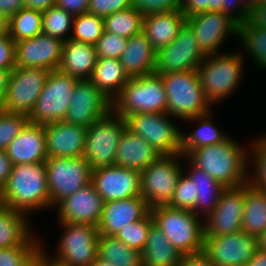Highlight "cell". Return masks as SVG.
<instances>
[{"mask_svg": "<svg viewBox=\"0 0 266 266\" xmlns=\"http://www.w3.org/2000/svg\"><path fill=\"white\" fill-rule=\"evenodd\" d=\"M98 257L115 266H142V252L130 248L115 236L99 235Z\"/></svg>", "mask_w": 266, "mask_h": 266, "instance_id": "35", "label": "cell"}, {"mask_svg": "<svg viewBox=\"0 0 266 266\" xmlns=\"http://www.w3.org/2000/svg\"><path fill=\"white\" fill-rule=\"evenodd\" d=\"M103 199L92 182L78 189L57 206L60 223H79L98 226L102 216Z\"/></svg>", "mask_w": 266, "mask_h": 266, "instance_id": "21", "label": "cell"}, {"mask_svg": "<svg viewBox=\"0 0 266 266\" xmlns=\"http://www.w3.org/2000/svg\"><path fill=\"white\" fill-rule=\"evenodd\" d=\"M57 0H24L26 8L44 11L56 5Z\"/></svg>", "mask_w": 266, "mask_h": 266, "instance_id": "58", "label": "cell"}, {"mask_svg": "<svg viewBox=\"0 0 266 266\" xmlns=\"http://www.w3.org/2000/svg\"><path fill=\"white\" fill-rule=\"evenodd\" d=\"M222 0H183L180 11L190 17L206 11H220Z\"/></svg>", "mask_w": 266, "mask_h": 266, "instance_id": "49", "label": "cell"}, {"mask_svg": "<svg viewBox=\"0 0 266 266\" xmlns=\"http://www.w3.org/2000/svg\"><path fill=\"white\" fill-rule=\"evenodd\" d=\"M150 210L148 203L141 196L104 202L101 220L97 226L98 233L116 236L122 227L146 217Z\"/></svg>", "mask_w": 266, "mask_h": 266, "instance_id": "22", "label": "cell"}, {"mask_svg": "<svg viewBox=\"0 0 266 266\" xmlns=\"http://www.w3.org/2000/svg\"><path fill=\"white\" fill-rule=\"evenodd\" d=\"M239 26L241 28L266 29V4H258L247 14L246 21Z\"/></svg>", "mask_w": 266, "mask_h": 266, "instance_id": "51", "label": "cell"}, {"mask_svg": "<svg viewBox=\"0 0 266 266\" xmlns=\"http://www.w3.org/2000/svg\"><path fill=\"white\" fill-rule=\"evenodd\" d=\"M125 128V119L112 110L87 127L83 157L92 171L115 166L117 147Z\"/></svg>", "mask_w": 266, "mask_h": 266, "instance_id": "7", "label": "cell"}, {"mask_svg": "<svg viewBox=\"0 0 266 266\" xmlns=\"http://www.w3.org/2000/svg\"><path fill=\"white\" fill-rule=\"evenodd\" d=\"M186 23L195 32L201 52L207 56L219 54L226 36H237L238 24L221 11H206L186 17Z\"/></svg>", "mask_w": 266, "mask_h": 266, "instance_id": "18", "label": "cell"}, {"mask_svg": "<svg viewBox=\"0 0 266 266\" xmlns=\"http://www.w3.org/2000/svg\"><path fill=\"white\" fill-rule=\"evenodd\" d=\"M8 34V17L0 12V36Z\"/></svg>", "mask_w": 266, "mask_h": 266, "instance_id": "62", "label": "cell"}, {"mask_svg": "<svg viewBox=\"0 0 266 266\" xmlns=\"http://www.w3.org/2000/svg\"><path fill=\"white\" fill-rule=\"evenodd\" d=\"M44 163L50 207L57 206L65 198L91 182L92 169L84 157H51Z\"/></svg>", "mask_w": 266, "mask_h": 266, "instance_id": "11", "label": "cell"}, {"mask_svg": "<svg viewBox=\"0 0 266 266\" xmlns=\"http://www.w3.org/2000/svg\"><path fill=\"white\" fill-rule=\"evenodd\" d=\"M16 43L10 36H0V69L13 70L15 68Z\"/></svg>", "mask_w": 266, "mask_h": 266, "instance_id": "50", "label": "cell"}, {"mask_svg": "<svg viewBox=\"0 0 266 266\" xmlns=\"http://www.w3.org/2000/svg\"><path fill=\"white\" fill-rule=\"evenodd\" d=\"M48 158L84 156L87 128L64 121L44 125Z\"/></svg>", "mask_w": 266, "mask_h": 266, "instance_id": "23", "label": "cell"}, {"mask_svg": "<svg viewBox=\"0 0 266 266\" xmlns=\"http://www.w3.org/2000/svg\"><path fill=\"white\" fill-rule=\"evenodd\" d=\"M34 266H60L52 262L43 252L37 257Z\"/></svg>", "mask_w": 266, "mask_h": 266, "instance_id": "60", "label": "cell"}, {"mask_svg": "<svg viewBox=\"0 0 266 266\" xmlns=\"http://www.w3.org/2000/svg\"><path fill=\"white\" fill-rule=\"evenodd\" d=\"M5 151L13 165L45 162L48 156L44 125L28 122Z\"/></svg>", "mask_w": 266, "mask_h": 266, "instance_id": "24", "label": "cell"}, {"mask_svg": "<svg viewBox=\"0 0 266 266\" xmlns=\"http://www.w3.org/2000/svg\"><path fill=\"white\" fill-rule=\"evenodd\" d=\"M90 266H115V264H113L110 261H106V260H102L99 257H97L91 264Z\"/></svg>", "mask_w": 266, "mask_h": 266, "instance_id": "65", "label": "cell"}, {"mask_svg": "<svg viewBox=\"0 0 266 266\" xmlns=\"http://www.w3.org/2000/svg\"><path fill=\"white\" fill-rule=\"evenodd\" d=\"M205 55L198 46L195 32L185 23L177 37L156 52L155 74L197 70Z\"/></svg>", "mask_w": 266, "mask_h": 266, "instance_id": "14", "label": "cell"}, {"mask_svg": "<svg viewBox=\"0 0 266 266\" xmlns=\"http://www.w3.org/2000/svg\"><path fill=\"white\" fill-rule=\"evenodd\" d=\"M249 183L266 195V181H249Z\"/></svg>", "mask_w": 266, "mask_h": 266, "instance_id": "64", "label": "cell"}, {"mask_svg": "<svg viewBox=\"0 0 266 266\" xmlns=\"http://www.w3.org/2000/svg\"><path fill=\"white\" fill-rule=\"evenodd\" d=\"M112 111L123 117L137 113H167V99L160 74L131 78L112 101Z\"/></svg>", "mask_w": 266, "mask_h": 266, "instance_id": "4", "label": "cell"}, {"mask_svg": "<svg viewBox=\"0 0 266 266\" xmlns=\"http://www.w3.org/2000/svg\"><path fill=\"white\" fill-rule=\"evenodd\" d=\"M26 214L0 203V249L22 245L31 235Z\"/></svg>", "mask_w": 266, "mask_h": 266, "instance_id": "32", "label": "cell"}, {"mask_svg": "<svg viewBox=\"0 0 266 266\" xmlns=\"http://www.w3.org/2000/svg\"><path fill=\"white\" fill-rule=\"evenodd\" d=\"M180 158H184L182 154L161 155L140 172V196L146 200L150 209L170 204L183 173Z\"/></svg>", "mask_w": 266, "mask_h": 266, "instance_id": "8", "label": "cell"}, {"mask_svg": "<svg viewBox=\"0 0 266 266\" xmlns=\"http://www.w3.org/2000/svg\"><path fill=\"white\" fill-rule=\"evenodd\" d=\"M154 224L182 255L203 251L204 224L190 210L158 206L150 210Z\"/></svg>", "mask_w": 266, "mask_h": 266, "instance_id": "3", "label": "cell"}, {"mask_svg": "<svg viewBox=\"0 0 266 266\" xmlns=\"http://www.w3.org/2000/svg\"><path fill=\"white\" fill-rule=\"evenodd\" d=\"M11 73L12 70L0 69V107L2 106L6 97Z\"/></svg>", "mask_w": 266, "mask_h": 266, "instance_id": "57", "label": "cell"}, {"mask_svg": "<svg viewBox=\"0 0 266 266\" xmlns=\"http://www.w3.org/2000/svg\"><path fill=\"white\" fill-rule=\"evenodd\" d=\"M78 79L61 71H50L35 106L28 116L32 124L64 121Z\"/></svg>", "mask_w": 266, "mask_h": 266, "instance_id": "9", "label": "cell"}, {"mask_svg": "<svg viewBox=\"0 0 266 266\" xmlns=\"http://www.w3.org/2000/svg\"><path fill=\"white\" fill-rule=\"evenodd\" d=\"M258 249L266 251V229L257 237Z\"/></svg>", "mask_w": 266, "mask_h": 266, "instance_id": "63", "label": "cell"}, {"mask_svg": "<svg viewBox=\"0 0 266 266\" xmlns=\"http://www.w3.org/2000/svg\"><path fill=\"white\" fill-rule=\"evenodd\" d=\"M42 26V11L25 7L8 18V35L16 43L39 35Z\"/></svg>", "mask_w": 266, "mask_h": 266, "instance_id": "36", "label": "cell"}, {"mask_svg": "<svg viewBox=\"0 0 266 266\" xmlns=\"http://www.w3.org/2000/svg\"><path fill=\"white\" fill-rule=\"evenodd\" d=\"M257 249V238L243 231L204 237L203 252L214 266H244Z\"/></svg>", "mask_w": 266, "mask_h": 266, "instance_id": "15", "label": "cell"}, {"mask_svg": "<svg viewBox=\"0 0 266 266\" xmlns=\"http://www.w3.org/2000/svg\"><path fill=\"white\" fill-rule=\"evenodd\" d=\"M177 266H214L202 251L196 254L182 255Z\"/></svg>", "mask_w": 266, "mask_h": 266, "instance_id": "54", "label": "cell"}, {"mask_svg": "<svg viewBox=\"0 0 266 266\" xmlns=\"http://www.w3.org/2000/svg\"><path fill=\"white\" fill-rule=\"evenodd\" d=\"M130 7L131 0H89L88 12L104 18Z\"/></svg>", "mask_w": 266, "mask_h": 266, "instance_id": "48", "label": "cell"}, {"mask_svg": "<svg viewBox=\"0 0 266 266\" xmlns=\"http://www.w3.org/2000/svg\"><path fill=\"white\" fill-rule=\"evenodd\" d=\"M244 266H266V251L257 249L254 256Z\"/></svg>", "mask_w": 266, "mask_h": 266, "instance_id": "59", "label": "cell"}, {"mask_svg": "<svg viewBox=\"0 0 266 266\" xmlns=\"http://www.w3.org/2000/svg\"><path fill=\"white\" fill-rule=\"evenodd\" d=\"M92 184L104 202L140 196V171L110 166L92 171Z\"/></svg>", "mask_w": 266, "mask_h": 266, "instance_id": "19", "label": "cell"}, {"mask_svg": "<svg viewBox=\"0 0 266 266\" xmlns=\"http://www.w3.org/2000/svg\"><path fill=\"white\" fill-rule=\"evenodd\" d=\"M111 110L112 102L89 79L78 80L64 122L87 128Z\"/></svg>", "mask_w": 266, "mask_h": 266, "instance_id": "17", "label": "cell"}, {"mask_svg": "<svg viewBox=\"0 0 266 266\" xmlns=\"http://www.w3.org/2000/svg\"><path fill=\"white\" fill-rule=\"evenodd\" d=\"M97 59L95 45L68 39L63 42L58 70L78 80L90 79Z\"/></svg>", "mask_w": 266, "mask_h": 266, "instance_id": "28", "label": "cell"}, {"mask_svg": "<svg viewBox=\"0 0 266 266\" xmlns=\"http://www.w3.org/2000/svg\"><path fill=\"white\" fill-rule=\"evenodd\" d=\"M89 80L112 102L120 94L129 78L119 59L98 58Z\"/></svg>", "mask_w": 266, "mask_h": 266, "instance_id": "29", "label": "cell"}, {"mask_svg": "<svg viewBox=\"0 0 266 266\" xmlns=\"http://www.w3.org/2000/svg\"><path fill=\"white\" fill-rule=\"evenodd\" d=\"M190 164L192 169H190L189 173L187 172V176L194 182L195 195L197 196L193 213L206 219L217 206L220 194L225 187L204 170L199 169L192 163Z\"/></svg>", "mask_w": 266, "mask_h": 266, "instance_id": "31", "label": "cell"}, {"mask_svg": "<svg viewBox=\"0 0 266 266\" xmlns=\"http://www.w3.org/2000/svg\"><path fill=\"white\" fill-rule=\"evenodd\" d=\"M186 157L225 188L249 182L247 152L229 137L221 143L192 150Z\"/></svg>", "mask_w": 266, "mask_h": 266, "instance_id": "1", "label": "cell"}, {"mask_svg": "<svg viewBox=\"0 0 266 266\" xmlns=\"http://www.w3.org/2000/svg\"><path fill=\"white\" fill-rule=\"evenodd\" d=\"M42 248L40 241L31 235L20 246L0 249V266H34Z\"/></svg>", "mask_w": 266, "mask_h": 266, "instance_id": "38", "label": "cell"}, {"mask_svg": "<svg viewBox=\"0 0 266 266\" xmlns=\"http://www.w3.org/2000/svg\"><path fill=\"white\" fill-rule=\"evenodd\" d=\"M209 113L211 112L186 119L191 122L199 121V126H197V129L190 134L181 132V154L185 158L192 150L218 144L228 138L226 134L221 133L214 124H212L211 119H209Z\"/></svg>", "mask_w": 266, "mask_h": 266, "instance_id": "34", "label": "cell"}, {"mask_svg": "<svg viewBox=\"0 0 266 266\" xmlns=\"http://www.w3.org/2000/svg\"><path fill=\"white\" fill-rule=\"evenodd\" d=\"M181 256L161 229L153 223L142 250V266H177Z\"/></svg>", "mask_w": 266, "mask_h": 266, "instance_id": "30", "label": "cell"}, {"mask_svg": "<svg viewBox=\"0 0 266 266\" xmlns=\"http://www.w3.org/2000/svg\"><path fill=\"white\" fill-rule=\"evenodd\" d=\"M258 4H266V0H258Z\"/></svg>", "mask_w": 266, "mask_h": 266, "instance_id": "66", "label": "cell"}, {"mask_svg": "<svg viewBox=\"0 0 266 266\" xmlns=\"http://www.w3.org/2000/svg\"><path fill=\"white\" fill-rule=\"evenodd\" d=\"M42 33L66 42L65 36L73 26L74 16L57 5L42 11Z\"/></svg>", "mask_w": 266, "mask_h": 266, "instance_id": "40", "label": "cell"}, {"mask_svg": "<svg viewBox=\"0 0 266 266\" xmlns=\"http://www.w3.org/2000/svg\"><path fill=\"white\" fill-rule=\"evenodd\" d=\"M13 163L5 150H0V191L6 185L12 172Z\"/></svg>", "mask_w": 266, "mask_h": 266, "instance_id": "55", "label": "cell"}, {"mask_svg": "<svg viewBox=\"0 0 266 266\" xmlns=\"http://www.w3.org/2000/svg\"><path fill=\"white\" fill-rule=\"evenodd\" d=\"M50 70L30 67L14 68L11 73L3 111L29 116L40 96Z\"/></svg>", "mask_w": 266, "mask_h": 266, "instance_id": "13", "label": "cell"}, {"mask_svg": "<svg viewBox=\"0 0 266 266\" xmlns=\"http://www.w3.org/2000/svg\"><path fill=\"white\" fill-rule=\"evenodd\" d=\"M0 203L26 215L32 210L48 208L50 194L45 163L13 165L7 183L0 191Z\"/></svg>", "mask_w": 266, "mask_h": 266, "instance_id": "2", "label": "cell"}, {"mask_svg": "<svg viewBox=\"0 0 266 266\" xmlns=\"http://www.w3.org/2000/svg\"><path fill=\"white\" fill-rule=\"evenodd\" d=\"M25 8L24 0H0V12L11 17Z\"/></svg>", "mask_w": 266, "mask_h": 266, "instance_id": "56", "label": "cell"}, {"mask_svg": "<svg viewBox=\"0 0 266 266\" xmlns=\"http://www.w3.org/2000/svg\"><path fill=\"white\" fill-rule=\"evenodd\" d=\"M161 155L142 137L125 128L117 147L115 165L141 172Z\"/></svg>", "mask_w": 266, "mask_h": 266, "instance_id": "26", "label": "cell"}, {"mask_svg": "<svg viewBox=\"0 0 266 266\" xmlns=\"http://www.w3.org/2000/svg\"><path fill=\"white\" fill-rule=\"evenodd\" d=\"M168 113H137L125 118L126 128L162 155L181 154V131Z\"/></svg>", "mask_w": 266, "mask_h": 266, "instance_id": "12", "label": "cell"}, {"mask_svg": "<svg viewBox=\"0 0 266 266\" xmlns=\"http://www.w3.org/2000/svg\"><path fill=\"white\" fill-rule=\"evenodd\" d=\"M64 233L59 239L57 255L53 258L42 252L60 266H90L98 257L99 233L96 226L79 223H60Z\"/></svg>", "mask_w": 266, "mask_h": 266, "instance_id": "10", "label": "cell"}, {"mask_svg": "<svg viewBox=\"0 0 266 266\" xmlns=\"http://www.w3.org/2000/svg\"><path fill=\"white\" fill-rule=\"evenodd\" d=\"M183 0H131L132 7L143 15L181 8Z\"/></svg>", "mask_w": 266, "mask_h": 266, "instance_id": "47", "label": "cell"}, {"mask_svg": "<svg viewBox=\"0 0 266 266\" xmlns=\"http://www.w3.org/2000/svg\"><path fill=\"white\" fill-rule=\"evenodd\" d=\"M104 31L129 39L142 31L143 14L133 7L103 18Z\"/></svg>", "mask_w": 266, "mask_h": 266, "instance_id": "37", "label": "cell"}, {"mask_svg": "<svg viewBox=\"0 0 266 266\" xmlns=\"http://www.w3.org/2000/svg\"><path fill=\"white\" fill-rule=\"evenodd\" d=\"M241 52L207 55L197 67L204 96L210 105L228 97L242 78Z\"/></svg>", "mask_w": 266, "mask_h": 266, "instance_id": "6", "label": "cell"}, {"mask_svg": "<svg viewBox=\"0 0 266 266\" xmlns=\"http://www.w3.org/2000/svg\"><path fill=\"white\" fill-rule=\"evenodd\" d=\"M27 123V115L6 112L0 108V150H6Z\"/></svg>", "mask_w": 266, "mask_h": 266, "instance_id": "43", "label": "cell"}, {"mask_svg": "<svg viewBox=\"0 0 266 266\" xmlns=\"http://www.w3.org/2000/svg\"><path fill=\"white\" fill-rule=\"evenodd\" d=\"M237 37L241 40L246 52L251 55L258 68H266V29L241 28L237 26Z\"/></svg>", "mask_w": 266, "mask_h": 266, "instance_id": "41", "label": "cell"}, {"mask_svg": "<svg viewBox=\"0 0 266 266\" xmlns=\"http://www.w3.org/2000/svg\"><path fill=\"white\" fill-rule=\"evenodd\" d=\"M266 229V195L249 182L245 184L242 231L258 237Z\"/></svg>", "mask_w": 266, "mask_h": 266, "instance_id": "33", "label": "cell"}, {"mask_svg": "<svg viewBox=\"0 0 266 266\" xmlns=\"http://www.w3.org/2000/svg\"><path fill=\"white\" fill-rule=\"evenodd\" d=\"M245 184L225 188L214 211L205 219L204 237H217L242 231Z\"/></svg>", "mask_w": 266, "mask_h": 266, "instance_id": "16", "label": "cell"}, {"mask_svg": "<svg viewBox=\"0 0 266 266\" xmlns=\"http://www.w3.org/2000/svg\"><path fill=\"white\" fill-rule=\"evenodd\" d=\"M156 51L141 31L132 35L119 60L129 79L154 73Z\"/></svg>", "mask_w": 266, "mask_h": 266, "instance_id": "27", "label": "cell"}, {"mask_svg": "<svg viewBox=\"0 0 266 266\" xmlns=\"http://www.w3.org/2000/svg\"><path fill=\"white\" fill-rule=\"evenodd\" d=\"M153 223L154 221L150 212L146 217L136 222L129 223L126 227H122L115 237L123 241L130 248L142 252L147 241L148 231Z\"/></svg>", "mask_w": 266, "mask_h": 266, "instance_id": "42", "label": "cell"}, {"mask_svg": "<svg viewBox=\"0 0 266 266\" xmlns=\"http://www.w3.org/2000/svg\"><path fill=\"white\" fill-rule=\"evenodd\" d=\"M241 8L248 14L258 5V0H239Z\"/></svg>", "mask_w": 266, "mask_h": 266, "instance_id": "61", "label": "cell"}, {"mask_svg": "<svg viewBox=\"0 0 266 266\" xmlns=\"http://www.w3.org/2000/svg\"><path fill=\"white\" fill-rule=\"evenodd\" d=\"M196 202L197 196L195 195L194 182L183 172L178 180L174 196L168 206L193 212Z\"/></svg>", "mask_w": 266, "mask_h": 266, "instance_id": "44", "label": "cell"}, {"mask_svg": "<svg viewBox=\"0 0 266 266\" xmlns=\"http://www.w3.org/2000/svg\"><path fill=\"white\" fill-rule=\"evenodd\" d=\"M164 83L167 113L182 120L210 112L197 70L160 74ZM172 115V116H171Z\"/></svg>", "mask_w": 266, "mask_h": 266, "instance_id": "5", "label": "cell"}, {"mask_svg": "<svg viewBox=\"0 0 266 266\" xmlns=\"http://www.w3.org/2000/svg\"><path fill=\"white\" fill-rule=\"evenodd\" d=\"M57 6L73 16L88 12L89 0H57Z\"/></svg>", "mask_w": 266, "mask_h": 266, "instance_id": "53", "label": "cell"}, {"mask_svg": "<svg viewBox=\"0 0 266 266\" xmlns=\"http://www.w3.org/2000/svg\"><path fill=\"white\" fill-rule=\"evenodd\" d=\"M128 39L117 34L104 31L95 44L98 58L119 59L126 48Z\"/></svg>", "mask_w": 266, "mask_h": 266, "instance_id": "45", "label": "cell"}, {"mask_svg": "<svg viewBox=\"0 0 266 266\" xmlns=\"http://www.w3.org/2000/svg\"><path fill=\"white\" fill-rule=\"evenodd\" d=\"M63 41L40 33L16 42L15 67L57 70L61 62Z\"/></svg>", "mask_w": 266, "mask_h": 266, "instance_id": "20", "label": "cell"}, {"mask_svg": "<svg viewBox=\"0 0 266 266\" xmlns=\"http://www.w3.org/2000/svg\"><path fill=\"white\" fill-rule=\"evenodd\" d=\"M220 11L227 14L238 25L244 23L247 19V13L241 8L239 0H222Z\"/></svg>", "mask_w": 266, "mask_h": 266, "instance_id": "52", "label": "cell"}, {"mask_svg": "<svg viewBox=\"0 0 266 266\" xmlns=\"http://www.w3.org/2000/svg\"><path fill=\"white\" fill-rule=\"evenodd\" d=\"M72 31L67 40L95 45L104 32L103 18L89 12L74 16Z\"/></svg>", "mask_w": 266, "mask_h": 266, "instance_id": "39", "label": "cell"}, {"mask_svg": "<svg viewBox=\"0 0 266 266\" xmlns=\"http://www.w3.org/2000/svg\"><path fill=\"white\" fill-rule=\"evenodd\" d=\"M251 148L252 157L248 159L254 161L252 163L254 169L251 177L249 176V181H266V136L254 140Z\"/></svg>", "mask_w": 266, "mask_h": 266, "instance_id": "46", "label": "cell"}, {"mask_svg": "<svg viewBox=\"0 0 266 266\" xmlns=\"http://www.w3.org/2000/svg\"><path fill=\"white\" fill-rule=\"evenodd\" d=\"M186 23V16L180 9L143 15L142 32L157 52L168 46Z\"/></svg>", "mask_w": 266, "mask_h": 266, "instance_id": "25", "label": "cell"}]
</instances>
